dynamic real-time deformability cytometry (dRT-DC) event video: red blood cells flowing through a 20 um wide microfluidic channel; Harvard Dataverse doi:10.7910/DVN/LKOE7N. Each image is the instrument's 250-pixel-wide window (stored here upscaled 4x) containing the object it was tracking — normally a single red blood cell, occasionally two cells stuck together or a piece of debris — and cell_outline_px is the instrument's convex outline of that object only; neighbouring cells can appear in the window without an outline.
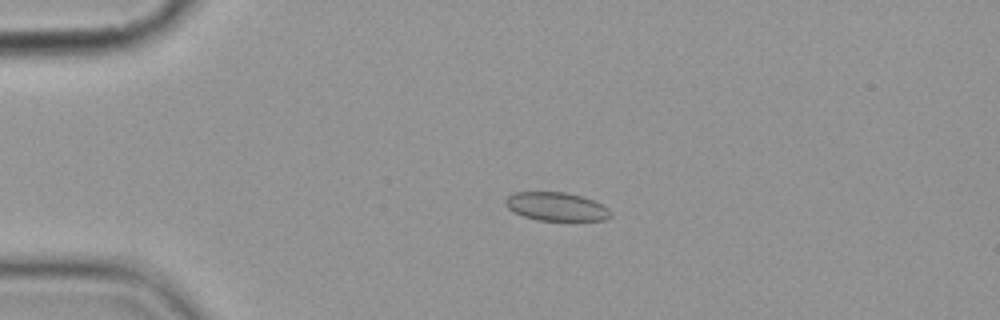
{"species": "common noctule bat (a hibernating species)", "species_latin": "Nyctalus noctula", "temperature_condition": "cold", "stored_images_in_passage": 4, "camera_frame_rate_fps": 3000, "um_per_image_px": 0.085, "animal": {"sex": "female", "body_mass_g": 19.9}, "frame": {"image": 1, "passage_image": 3, "time_ms": 3.333, "image_size_px": [1000, 320], "cell_outline_px": [[612, 216], [604, 220], [536, 220], [512, 212], [504, 204], [504, 200], [512, 192], [564, 192], [580, 196], [592, 200], [608, 208], [612, 212]], "centroid_in_image_um": [47.24, 17.56], "position_along_channel_um": 37.8, "area_um2": 17.46}}